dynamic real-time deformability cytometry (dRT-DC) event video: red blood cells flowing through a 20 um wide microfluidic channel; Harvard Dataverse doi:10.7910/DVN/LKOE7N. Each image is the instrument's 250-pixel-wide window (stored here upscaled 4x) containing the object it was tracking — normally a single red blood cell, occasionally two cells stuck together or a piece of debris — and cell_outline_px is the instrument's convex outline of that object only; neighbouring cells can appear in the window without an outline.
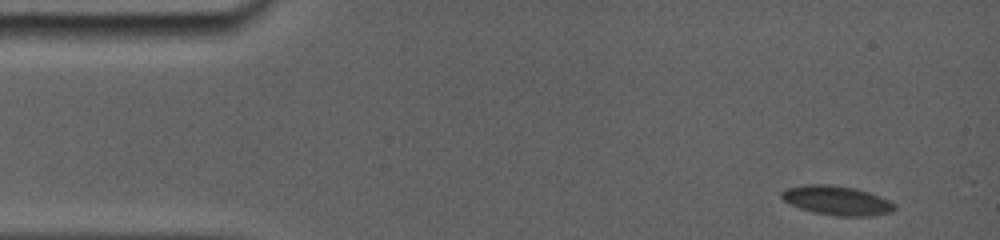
{"species": "common noctule bat (a hibernating species)", "species_latin": "Nyctalus noctula", "temperature_condition": "room temperature", "stored_images_in_passage": 5, "segment_of_instrument_passage": [1, 2], "camera_frame_rate_fps": 5000, "um_per_image_px": 0.085, "animal": {"sex": "female", "body_mass_g": 19.0, "forearm_length_mm": 56.7}, "frame": {"image": 1, "passage_image": 1, "time_ms": 0.0, "image_size_px": [1000, 240], "cell_outline_px": [[896, 208], [892, 212], [872, 216], [836, 216], [816, 212], [800, 208], [788, 204], [780, 196], [780, 192], [788, 188], [812, 184], [828, 184], [852, 188], [868, 192], [892, 200], [896, 204]], "centroid_in_image_um": [71.17, 17.05], "position_along_channel_um": 13.8, "area_um2": 19.25}}